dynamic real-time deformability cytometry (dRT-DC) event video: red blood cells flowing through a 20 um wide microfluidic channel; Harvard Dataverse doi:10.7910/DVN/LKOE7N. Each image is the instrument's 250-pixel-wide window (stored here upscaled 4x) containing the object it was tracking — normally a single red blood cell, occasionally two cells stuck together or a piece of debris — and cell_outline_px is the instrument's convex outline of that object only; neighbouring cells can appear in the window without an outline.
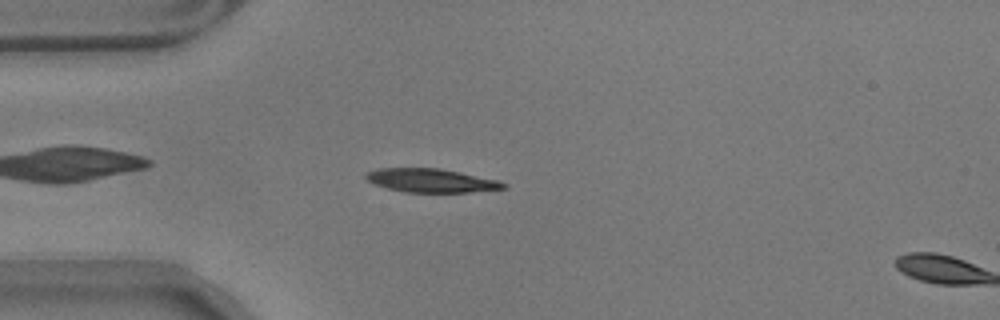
{"species": "common noctule bat (a hibernating species)", "species_latin": "Nyctalus noctula", "temperature_condition": "warm", "stored_images_in_passage": 7, "camera_frame_rate_fps": 3000, "um_per_image_px": 0.085, "animal": {"sex": "male", "body_mass_g": 17.9}, "frame": {"image": 1, "passage_image": 6, "time_ms": 1.667, "image_size_px": [1000, 320], "cell_outline_px": [[508, 188], [468, 192], [408, 192], [388, 188], [376, 184], [368, 180], [364, 176], [364, 172], [380, 168], [440, 168], [496, 180], [508, 184]], "centroid_in_image_um": [36.64, 15.34], "position_along_channel_um": 48.4, "area_um2": 18.73}}